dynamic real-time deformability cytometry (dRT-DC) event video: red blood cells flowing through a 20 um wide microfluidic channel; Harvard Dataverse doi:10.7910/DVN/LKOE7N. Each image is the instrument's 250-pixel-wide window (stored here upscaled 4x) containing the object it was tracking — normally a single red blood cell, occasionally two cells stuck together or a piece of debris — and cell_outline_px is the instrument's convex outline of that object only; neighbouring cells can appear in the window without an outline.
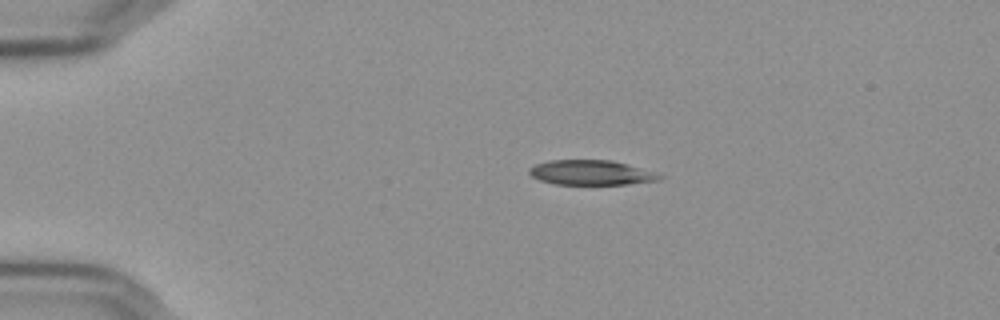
{"species": "Egyptian fruit bat (a non-hibernating species)", "species_latin": "Rousettus aegyptiacus", "temperature_condition": "cold", "stored_images_in_passage": 45, "camera_frame_rate_fps": 3000, "um_per_image_px": 0.085, "frame": {"image": 1, "passage_image": 1, "time_ms": 0.0, "image_size_px": [1000, 320], "cell_outline_px": [[664, 176], [660, 180], [628, 184], [556, 184], [540, 180], [532, 176], [528, 172], [528, 168], [536, 164], [548, 160], [612, 160], [628, 164]], "centroid_in_image_um": [50.22, 14.67], "position_along_channel_um": 34.8, "area_um2": 18.73}}
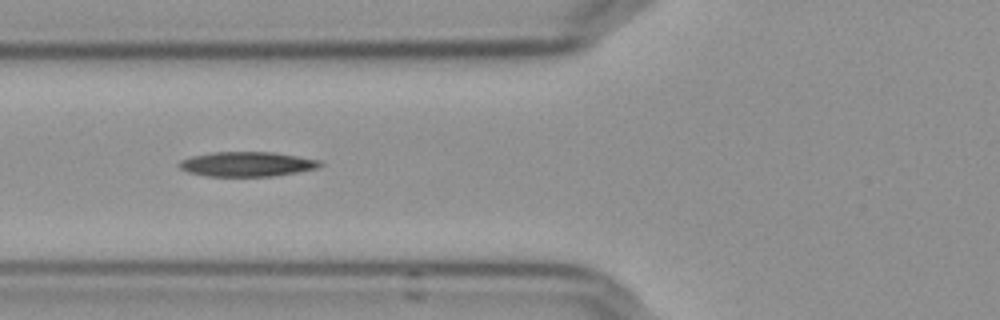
{"frame": {"image": 2, "passage_image": 11, "time_ms": 3.333, "image_size_px": [1000, 320], "cell_outline_px": [[324, 164], [320, 168], [272, 176], [208, 176], [188, 172], [180, 168], [176, 164], [180, 160], [192, 156], [212, 152], [276, 152], [320, 160]], "centroid_in_image_um": [21.01, 13.94], "position_along_channel_um": 104.8, "area_um2": 20.4}}
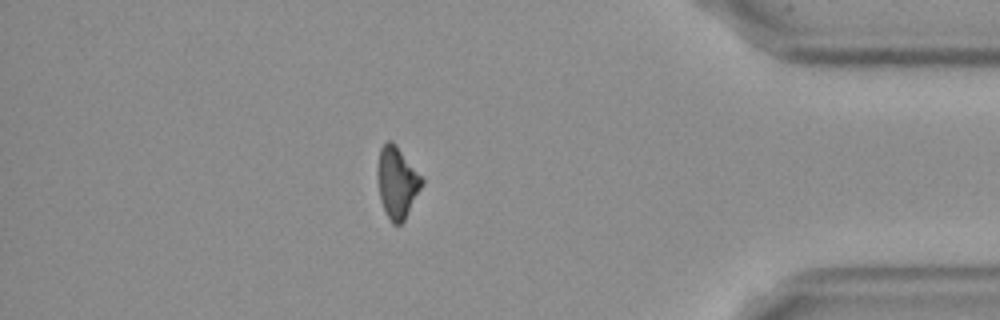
{"frame": {"image": 3, "passage_image": 38, "time_ms": 12.333, "image_size_px": [1000, 320], "cell_outline_px": [[424, 184], [404, 220], [400, 224], [392, 224], [380, 200], [376, 172], [376, 168], [380, 148], [388, 140], [392, 140], [396, 144], [424, 176]], "centroid_in_image_um": [33.77, 15.45], "position_along_channel_um": 401.4, "area_um2": 18.9}, "authors_computed_cell_mechanics": {"area_um2": 19.9988, "velocity_mm_per_s": 3.6471, "shape_relaxation_time_tau1_ms": 4.2721, "shape_relaxation_time_tau2_ms": 6.1292, "deformation_change_tau1": 0.1277, "deformation_change_tau2": 0.1645}}